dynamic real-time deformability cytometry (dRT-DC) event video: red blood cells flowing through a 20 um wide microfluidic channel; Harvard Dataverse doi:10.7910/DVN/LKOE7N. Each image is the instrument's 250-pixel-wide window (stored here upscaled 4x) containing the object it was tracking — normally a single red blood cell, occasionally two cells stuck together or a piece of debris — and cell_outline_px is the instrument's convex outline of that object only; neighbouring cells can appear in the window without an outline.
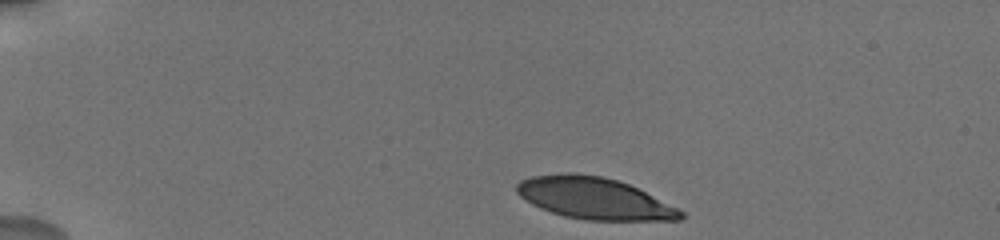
{"species": "human", "species_latin": "Homo sapiens", "temperature_condition": "cold", "stored_images_in_passage": 13, "camera_frame_rate_fps": 3000, "um_per_image_px": 0.085, "donor": {"sex": "male"}, "frame": {"image": 1, "passage_image": 1, "time_ms": 0.0, "image_size_px": [1000, 240], "cell_outline_px": [[688, 216], [680, 220], [588, 220], [564, 216], [540, 208], [532, 204], [520, 196], [516, 192], [516, 184], [520, 180], [532, 176], [560, 172], [576, 172], [600, 176], [616, 180], [628, 184], [684, 212]], "centroid_in_image_um": [50.46, 16.85], "position_along_channel_um": 34.5, "area_um2": 39.65}}
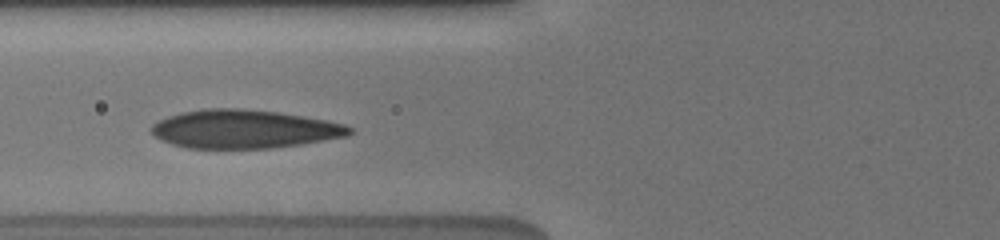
{"frame": {"image": 2, "passage_image": 8, "time_ms": 4.0, "image_size_px": [1000, 240], "cell_outline_px": [[352, 132], [348, 136], [300, 144], [272, 148], [188, 148], [172, 144], [160, 140], [152, 132], [152, 124], [168, 116], [184, 112], [204, 108], [240, 108], [280, 112], [328, 120], [344, 124], [352, 128]], "centroid_in_image_um": [20.77, 10.96], "position_along_channel_um": 105.0, "area_um2": 44.39}}
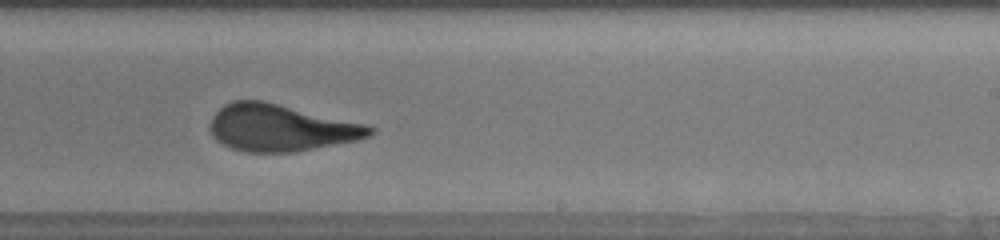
{"frame": {"image": 3, "passage_image": 12, "time_ms": 8.333, "image_size_px": [1000, 240], "cell_outline_px": [[376, 128], [368, 136], [356, 140], [292, 152], [248, 152], [232, 148], [216, 140], [212, 136], [208, 128], [208, 124], [212, 116], [224, 104], [232, 100], [264, 100], [368, 124]], "centroid_in_image_um": [23.82, 10.84], "position_along_channel_um": 265.2, "area_um2": 43.75}}